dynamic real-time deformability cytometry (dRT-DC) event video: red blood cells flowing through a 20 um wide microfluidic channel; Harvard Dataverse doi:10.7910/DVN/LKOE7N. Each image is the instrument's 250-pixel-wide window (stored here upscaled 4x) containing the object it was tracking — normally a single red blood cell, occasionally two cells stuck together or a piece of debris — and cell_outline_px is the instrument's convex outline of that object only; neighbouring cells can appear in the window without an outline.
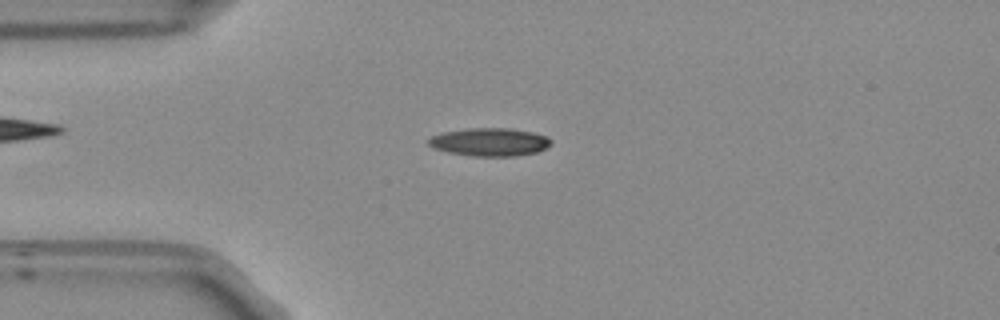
{"species": "Egyptian fruit bat (a non-hibernating species)", "species_latin": "Rousettus aegyptiacus", "temperature_condition": "room temperature", "stored_images_in_passage": 52, "camera_frame_rate_fps": 3000, "um_per_image_px": 0.085, "frame": {"image": 1, "passage_image": 12, "time_ms": 3.667, "image_size_px": [1000, 320], "cell_outline_px": [[552, 144], [536, 152], [512, 156], [472, 156], [448, 152], [432, 148], [428, 144], [428, 140], [432, 136], [440, 132], [464, 128], [508, 128], [532, 132], [548, 136], [552, 140]], "centroid_in_image_um": [41.59, 12.06], "position_along_channel_um": 43.4, "area_um2": 20.17}}
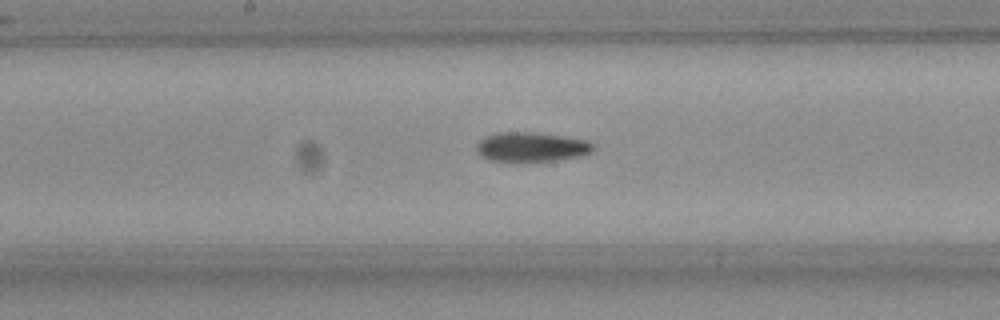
{"frame": {"image": 2, "passage_image": 26, "time_ms": 8.333, "image_size_px": [1000, 320], "cell_outline_px": [[596, 148], [592, 152], [580, 156], [552, 160], [488, 160], [480, 156], [476, 152], [476, 144], [484, 136], [496, 132], [532, 132], [564, 136], [588, 140]], "centroid_in_image_um": [45.15, 12.46], "position_along_channel_um": 203.1, "area_um2": 19.94}}
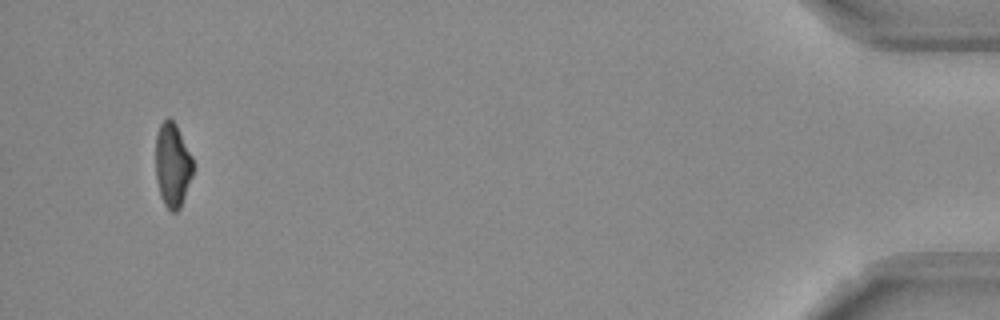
{"frame": {"image": 3, "passage_image": 50, "time_ms": 16.333, "image_size_px": [1000, 320], "cell_outline_px": [[192, 176], [180, 208], [176, 212], [172, 212], [164, 204], [160, 196], [156, 180], [156, 136], [160, 124], [168, 116], [176, 124], [192, 156]], "centroid_in_image_um": [14.65, 14.02], "position_along_channel_um": 420.5, "area_um2": 18.26}}